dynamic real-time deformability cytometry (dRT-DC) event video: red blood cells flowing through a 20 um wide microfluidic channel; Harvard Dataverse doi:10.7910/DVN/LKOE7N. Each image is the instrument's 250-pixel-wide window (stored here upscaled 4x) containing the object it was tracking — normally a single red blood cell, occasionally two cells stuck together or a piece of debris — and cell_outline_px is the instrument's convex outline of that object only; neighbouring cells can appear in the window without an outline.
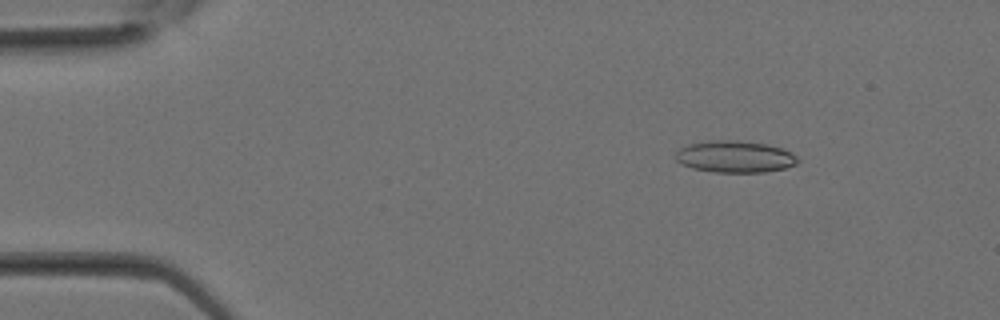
{"species": "Egyptian fruit bat (a non-hibernating species)", "species_latin": "Rousettus aegyptiacus", "temperature_condition": "room temperature", "stored_images_in_passage": 22, "camera_frame_rate_fps": 3000, "um_per_image_px": 0.085, "animal": {"sex": "female"}, "frame": {"image": 1, "passage_image": 5, "time_ms": 1.333, "image_size_px": [1000, 320], "cell_outline_px": [[800, 160], [796, 164], [784, 168], [764, 172], [716, 172], [692, 168], [680, 164], [676, 160], [676, 152], [680, 148], [688, 144], [712, 140], [736, 140], [768, 144], [792, 152]], "centroid_in_image_um": [62.46, 13.31], "position_along_channel_um": 22.5, "area_um2": 22.66}}
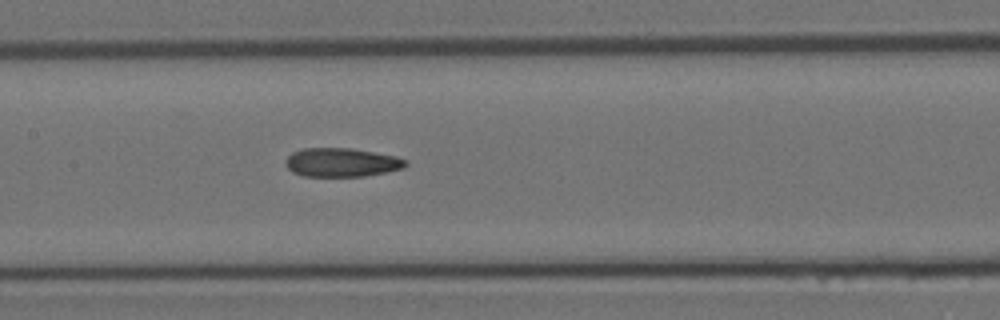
{"frame": {"image": 2, "passage_image": 16, "time_ms": 5.0, "image_size_px": [1000, 320], "cell_outline_px": [[408, 164], [404, 168], [364, 176], [304, 176], [292, 172], [284, 164], [284, 160], [292, 152], [304, 148], [352, 148], [396, 156], [408, 160]], "centroid_in_image_um": [29.03, 13.8], "position_along_channel_um": 178.4, "area_um2": 20.23}}
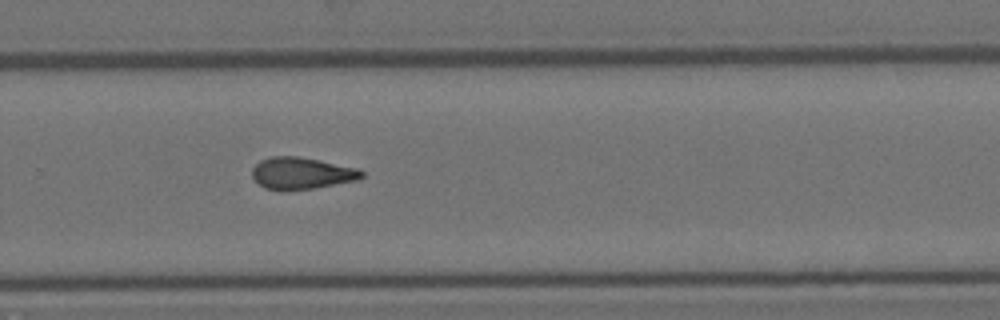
{"frame": {"image": 3, "passage_image": 22, "time_ms": 7.0, "image_size_px": [1000, 320], "cell_outline_px": [[364, 176], [356, 180], [316, 188], [284, 192], [280, 192], [264, 188], [252, 176], [252, 168], [260, 160], [268, 156], [300, 156], [356, 168], [364, 172]], "centroid_in_image_um": [25.59, 14.74], "position_along_channel_um": 304.2, "area_um2": 20.63}}